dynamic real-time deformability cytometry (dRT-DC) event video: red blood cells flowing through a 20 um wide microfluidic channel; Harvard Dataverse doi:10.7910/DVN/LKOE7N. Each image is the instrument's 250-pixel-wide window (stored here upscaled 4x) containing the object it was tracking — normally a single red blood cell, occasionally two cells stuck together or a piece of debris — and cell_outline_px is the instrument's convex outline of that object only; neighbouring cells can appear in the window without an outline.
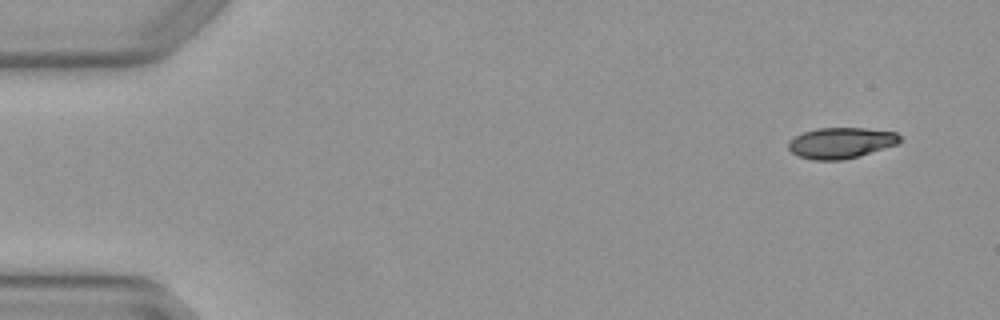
{"species": "Egyptian fruit bat (a non-hibernating species)", "species_latin": "Rousettus aegyptiacus", "temperature_condition": "warm", "stored_images_in_passage": 4, "camera_frame_rate_fps": 3000, "um_per_image_px": 0.085, "animal": {"sex": "female"}, "frame": {"image": 1, "passage_image": 1, "time_ms": 0.0, "image_size_px": [1000, 320], "cell_outline_px": [[904, 140], [900, 144], [860, 156], [844, 160], [812, 160], [800, 156], [792, 152], [788, 148], [788, 140], [804, 132], [816, 128], [864, 128], [896, 132]], "centroid_in_image_um": [71.54, 12.15], "position_along_channel_um": 13.5, "area_um2": 20.35}}
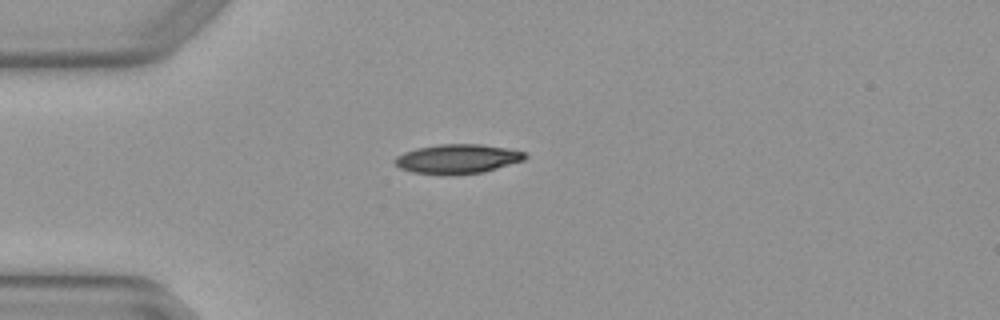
{"frame": {"image": 2, "passage_image": 4, "time_ms": 1.0, "image_size_px": [1000, 320], "cell_outline_px": [[528, 156], [524, 160], [484, 172], [452, 176], [440, 176], [412, 172], [400, 168], [392, 160], [396, 156], [404, 152], [416, 148], [440, 144], [480, 144], [504, 148], [524, 152]], "centroid_in_image_um": [38.84, 13.53], "position_along_channel_um": 46.2, "area_um2": 22.6}}